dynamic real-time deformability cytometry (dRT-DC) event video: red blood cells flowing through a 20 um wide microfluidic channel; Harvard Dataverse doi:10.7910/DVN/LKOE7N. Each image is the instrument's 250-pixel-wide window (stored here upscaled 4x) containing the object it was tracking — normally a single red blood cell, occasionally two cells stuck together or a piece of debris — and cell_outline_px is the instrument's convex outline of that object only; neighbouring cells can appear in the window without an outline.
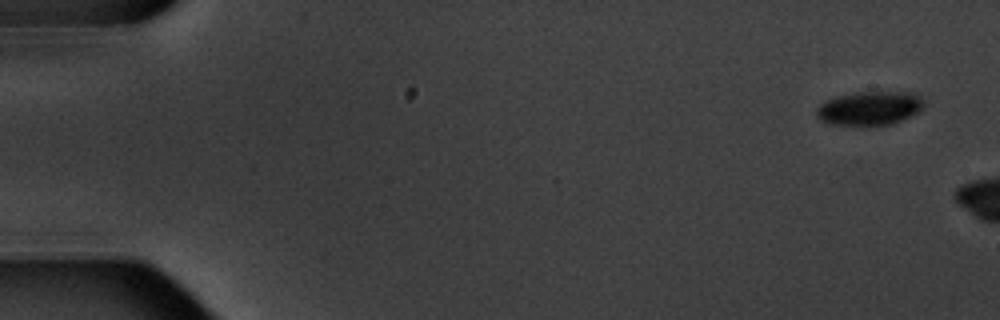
{"species": "common noctule bat (a hibernating species)", "species_latin": "Nyctalus noctula", "temperature_condition": "warm", "stored_images_in_passage": 2, "camera_frame_rate_fps": 3000, "um_per_image_px": 0.085, "animal": {"sex": "male", "body_mass_g": 20.1, "forearm_length_mm": 53.5}, "frame": {"image": 1, "passage_image": 1, "time_ms": 0.0, "image_size_px": [1000, 320], "cell_outline_px": [[924, 104], [916, 112], [904, 120], [892, 124], [876, 128], [864, 128], [828, 124], [820, 120], [816, 116], [816, 108], [820, 104], [836, 96], [856, 92], [912, 92], [920, 96]], "centroid_in_image_um": [73.87, 9.26], "position_along_channel_um": 11.1, "area_um2": 22.02}}